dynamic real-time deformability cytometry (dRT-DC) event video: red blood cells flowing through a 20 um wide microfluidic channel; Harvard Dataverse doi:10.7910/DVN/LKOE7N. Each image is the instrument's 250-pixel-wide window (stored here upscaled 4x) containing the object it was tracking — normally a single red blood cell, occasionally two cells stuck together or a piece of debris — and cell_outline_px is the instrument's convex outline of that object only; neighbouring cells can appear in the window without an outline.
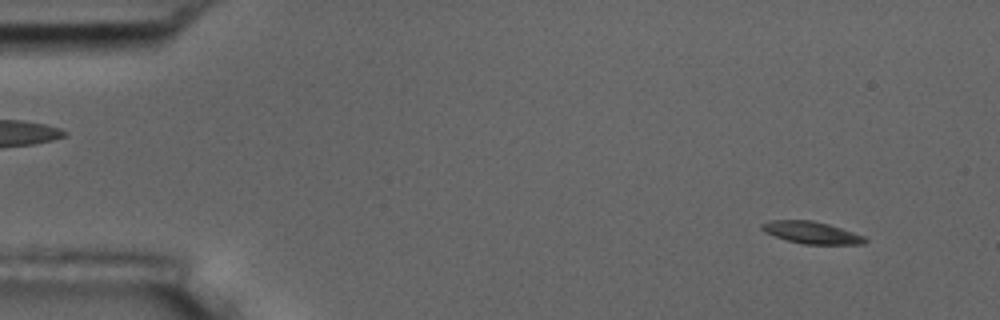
{"species": "common noctule bat (a hibernating species)", "species_latin": "Nyctalus noctula", "temperature_condition": "room temperature", "stored_images_in_passage": 7, "camera_frame_rate_fps": 3000, "um_per_image_px": 0.085, "animal": {"sex": "male", "body_mass_g": 17.5, "forearm_length_mm": 52.3}, "frame": {"image": 1, "passage_image": 1, "time_ms": 0.0, "image_size_px": [1000, 320], "cell_outline_px": [[868, 240], [864, 244], [804, 244], [788, 240], [764, 232], [760, 228], [760, 224], [772, 220], [812, 220], [828, 224], [864, 236]], "centroid_in_image_um": [68.97, 19.76], "position_along_channel_um": 16.0, "area_um2": 13.12}}
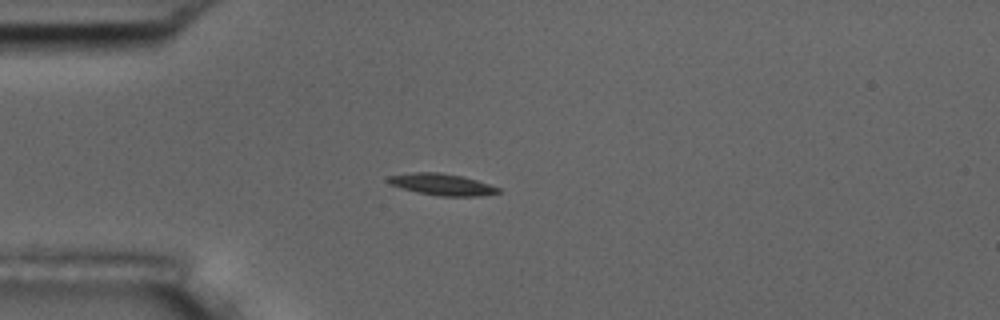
{"frame": {"image": 2, "passage_image": 3, "time_ms": 3.333, "image_size_px": [1000, 320], "cell_outline_px": [[500, 192], [480, 196], [440, 196], [420, 192], [404, 188], [392, 184], [384, 180], [388, 176], [412, 172], [440, 172], [460, 176], [476, 180], [500, 188]], "centroid_in_image_um": [37.56, 15.67], "position_along_channel_um": 47.4, "area_um2": 13.58}}
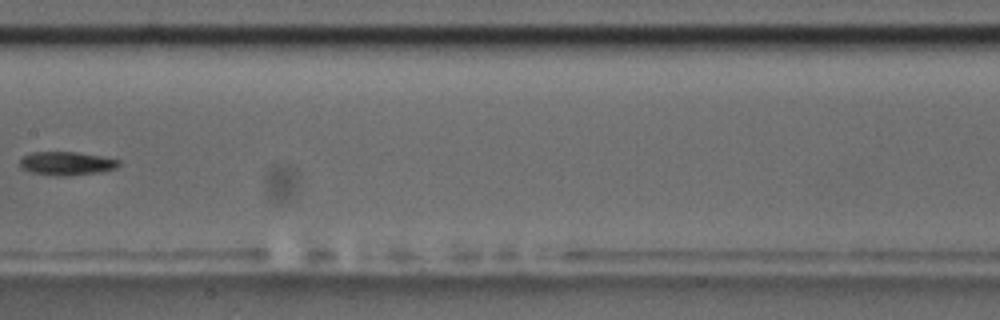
{"frame": {"image": 3, "passage_image": 7, "time_ms": 8.0, "image_size_px": [1000, 320], "cell_outline_px": [[120, 164], [116, 168], [100, 172], [64, 176], [56, 176], [32, 172], [24, 168], [20, 164], [20, 160], [24, 156], [32, 152], [76, 152], [100, 156], [120, 160]], "centroid_in_image_um": [5.69, 13.89], "position_along_channel_um": 201.7, "area_um2": 13.35}}